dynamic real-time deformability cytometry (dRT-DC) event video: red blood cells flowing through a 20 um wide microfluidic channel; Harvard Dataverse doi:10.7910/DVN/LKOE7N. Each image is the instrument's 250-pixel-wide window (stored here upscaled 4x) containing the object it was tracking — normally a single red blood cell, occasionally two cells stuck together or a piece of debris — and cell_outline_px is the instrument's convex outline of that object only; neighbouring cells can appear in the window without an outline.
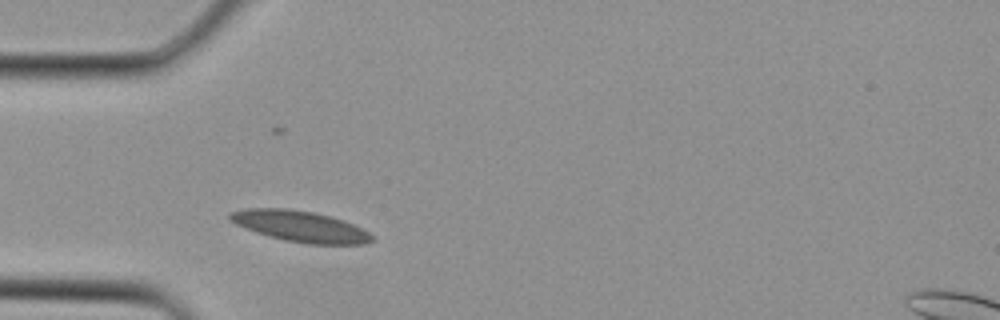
{"species": "Egyptian fruit bat (a non-hibernating species)", "species_latin": "Rousettus aegyptiacus", "temperature_condition": "cold", "stored_images_in_passage": 1, "camera_frame_rate_fps": 3000, "um_per_image_px": 0.085, "animal": {"sex": "female"}, "frame": {"image": 1, "passage_image": 1, "time_ms": 0.0, "image_size_px": [1000, 320], "cell_outline_px": [[376, 236], [372, 240], [364, 244], [304, 244], [284, 240], [268, 236], [244, 228], [236, 224], [228, 216], [228, 212], [248, 208], [284, 208], [312, 212], [332, 216], [344, 220]], "centroid_in_image_um": [25.52, 19.24], "position_along_channel_um": 59.5, "area_um2": 25.66}}